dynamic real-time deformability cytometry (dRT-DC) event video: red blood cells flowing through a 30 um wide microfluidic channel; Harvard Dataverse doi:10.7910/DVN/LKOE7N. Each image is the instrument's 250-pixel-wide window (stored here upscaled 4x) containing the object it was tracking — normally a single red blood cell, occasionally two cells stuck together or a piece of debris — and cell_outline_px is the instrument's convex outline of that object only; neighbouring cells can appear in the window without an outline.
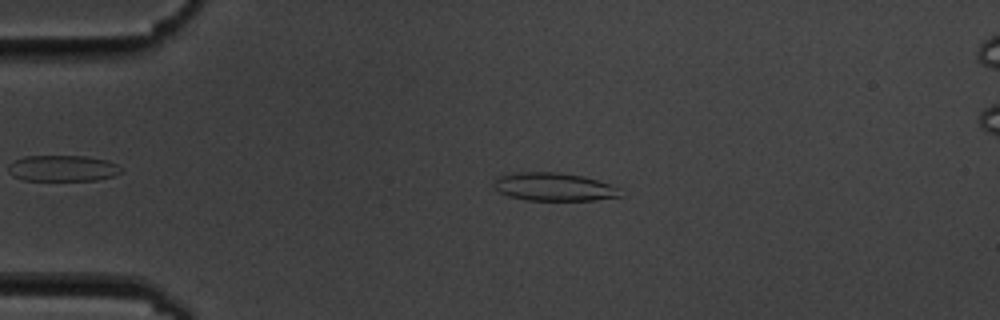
{"species": "common noctule bat (a hibernating species)", "species_latin": "Nyctalus noctula", "temperature_condition": "cold", "stored_images_in_passage": 5, "camera_frame_rate_fps": 3000, "um_per_image_px": 0.085, "animal": {"sex": "male", "body_mass_g": 19.5, "forearm_length_mm": 54.6}, "frame": {"image": 1, "passage_image": 3, "time_ms": 2.333, "image_size_px": [1000, 320], "cell_outline_px": [[628, 196], [596, 200], [524, 200], [508, 196], [500, 192], [492, 184], [496, 176], [516, 172], [560, 172], [584, 176], [620, 188]], "centroid_in_image_um": [47.13, 15.88], "position_along_channel_um": 37.9, "area_um2": 21.15}}